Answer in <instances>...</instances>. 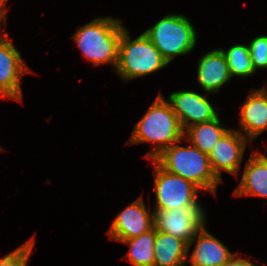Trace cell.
<instances>
[{"instance_id": "6da1fadb", "label": "cell", "mask_w": 267, "mask_h": 266, "mask_svg": "<svg viewBox=\"0 0 267 266\" xmlns=\"http://www.w3.org/2000/svg\"><path fill=\"white\" fill-rule=\"evenodd\" d=\"M183 139L184 130L176 114L170 103L159 93L145 115L134 125L129 142L126 144L146 142L154 144V150L148 151L145 155L147 159L154 160L166 148L173 143H180Z\"/></svg>"}, {"instance_id": "7a4b0ae2", "label": "cell", "mask_w": 267, "mask_h": 266, "mask_svg": "<svg viewBox=\"0 0 267 266\" xmlns=\"http://www.w3.org/2000/svg\"><path fill=\"white\" fill-rule=\"evenodd\" d=\"M124 28L119 19L97 17L80 26L72 38L86 60L95 66L109 63L115 70L118 63L119 40Z\"/></svg>"}, {"instance_id": "3957f363", "label": "cell", "mask_w": 267, "mask_h": 266, "mask_svg": "<svg viewBox=\"0 0 267 266\" xmlns=\"http://www.w3.org/2000/svg\"><path fill=\"white\" fill-rule=\"evenodd\" d=\"M173 143L154 160L169 173L181 176L197 185L201 191L215 194L222 182L213 172L208 154L191 145Z\"/></svg>"}, {"instance_id": "277c9868", "label": "cell", "mask_w": 267, "mask_h": 266, "mask_svg": "<svg viewBox=\"0 0 267 266\" xmlns=\"http://www.w3.org/2000/svg\"><path fill=\"white\" fill-rule=\"evenodd\" d=\"M167 65V61L144 32L132 40L129 31L123 29L115 69L120 78L128 82L154 73Z\"/></svg>"}, {"instance_id": "5b68a950", "label": "cell", "mask_w": 267, "mask_h": 266, "mask_svg": "<svg viewBox=\"0 0 267 266\" xmlns=\"http://www.w3.org/2000/svg\"><path fill=\"white\" fill-rule=\"evenodd\" d=\"M160 54L169 64L179 55H187L194 50L197 31L183 14H167L155 25L145 30Z\"/></svg>"}, {"instance_id": "8992f818", "label": "cell", "mask_w": 267, "mask_h": 266, "mask_svg": "<svg viewBox=\"0 0 267 266\" xmlns=\"http://www.w3.org/2000/svg\"><path fill=\"white\" fill-rule=\"evenodd\" d=\"M154 163V190L156 205L154 209H177L184 206L201 205L198 202V191L201 189L193 182L181 176L169 173L155 160Z\"/></svg>"}, {"instance_id": "52a82bcc", "label": "cell", "mask_w": 267, "mask_h": 266, "mask_svg": "<svg viewBox=\"0 0 267 266\" xmlns=\"http://www.w3.org/2000/svg\"><path fill=\"white\" fill-rule=\"evenodd\" d=\"M154 228L179 237L188 244L206 224L202 205L184 206L177 209H154Z\"/></svg>"}, {"instance_id": "ba28073f", "label": "cell", "mask_w": 267, "mask_h": 266, "mask_svg": "<svg viewBox=\"0 0 267 266\" xmlns=\"http://www.w3.org/2000/svg\"><path fill=\"white\" fill-rule=\"evenodd\" d=\"M32 70L8 36L0 41V98L22 102L21 76Z\"/></svg>"}, {"instance_id": "9c48e42d", "label": "cell", "mask_w": 267, "mask_h": 266, "mask_svg": "<svg viewBox=\"0 0 267 266\" xmlns=\"http://www.w3.org/2000/svg\"><path fill=\"white\" fill-rule=\"evenodd\" d=\"M153 222L154 211L147 209L141 196L118 213L107 234L119 242L129 240L152 230Z\"/></svg>"}, {"instance_id": "30bf717a", "label": "cell", "mask_w": 267, "mask_h": 266, "mask_svg": "<svg viewBox=\"0 0 267 266\" xmlns=\"http://www.w3.org/2000/svg\"><path fill=\"white\" fill-rule=\"evenodd\" d=\"M247 142L251 144L238 130L230 128L214 145L208 156L211 168L220 180L223 171L235 177L238 175Z\"/></svg>"}, {"instance_id": "8fae6325", "label": "cell", "mask_w": 267, "mask_h": 266, "mask_svg": "<svg viewBox=\"0 0 267 266\" xmlns=\"http://www.w3.org/2000/svg\"><path fill=\"white\" fill-rule=\"evenodd\" d=\"M176 114L183 130L187 127L210 121L218 116L207 95L196 91L172 92L167 100Z\"/></svg>"}, {"instance_id": "7c38bea8", "label": "cell", "mask_w": 267, "mask_h": 266, "mask_svg": "<svg viewBox=\"0 0 267 266\" xmlns=\"http://www.w3.org/2000/svg\"><path fill=\"white\" fill-rule=\"evenodd\" d=\"M239 126L238 131L250 143L267 130V93L262 88L249 92L241 105Z\"/></svg>"}, {"instance_id": "4fadbf2b", "label": "cell", "mask_w": 267, "mask_h": 266, "mask_svg": "<svg viewBox=\"0 0 267 266\" xmlns=\"http://www.w3.org/2000/svg\"><path fill=\"white\" fill-rule=\"evenodd\" d=\"M195 242L196 245L189 257L191 266H223L237 254L230 252L219 239L207 232L206 225L192 238L188 250Z\"/></svg>"}, {"instance_id": "5bb4252c", "label": "cell", "mask_w": 267, "mask_h": 266, "mask_svg": "<svg viewBox=\"0 0 267 266\" xmlns=\"http://www.w3.org/2000/svg\"><path fill=\"white\" fill-rule=\"evenodd\" d=\"M198 83L207 93H217L223 85L230 81L231 75L225 56L220 49L203 54L198 59Z\"/></svg>"}, {"instance_id": "9a60e30c", "label": "cell", "mask_w": 267, "mask_h": 266, "mask_svg": "<svg viewBox=\"0 0 267 266\" xmlns=\"http://www.w3.org/2000/svg\"><path fill=\"white\" fill-rule=\"evenodd\" d=\"M236 197L253 196L267 199V156L253 151L246 162L241 181L233 191Z\"/></svg>"}, {"instance_id": "2e32d148", "label": "cell", "mask_w": 267, "mask_h": 266, "mask_svg": "<svg viewBox=\"0 0 267 266\" xmlns=\"http://www.w3.org/2000/svg\"><path fill=\"white\" fill-rule=\"evenodd\" d=\"M154 252L153 266H186L188 243L155 229Z\"/></svg>"}, {"instance_id": "e0dca14e", "label": "cell", "mask_w": 267, "mask_h": 266, "mask_svg": "<svg viewBox=\"0 0 267 266\" xmlns=\"http://www.w3.org/2000/svg\"><path fill=\"white\" fill-rule=\"evenodd\" d=\"M229 129L230 128L224 127L220 118L217 116L210 121L187 127L184 130L183 141L190 143L203 153L209 155L214 145Z\"/></svg>"}, {"instance_id": "ac0fdd59", "label": "cell", "mask_w": 267, "mask_h": 266, "mask_svg": "<svg viewBox=\"0 0 267 266\" xmlns=\"http://www.w3.org/2000/svg\"><path fill=\"white\" fill-rule=\"evenodd\" d=\"M129 245L130 249L125 259L134 266H153L154 265V243L155 228L138 237L121 241Z\"/></svg>"}, {"instance_id": "d6986e66", "label": "cell", "mask_w": 267, "mask_h": 266, "mask_svg": "<svg viewBox=\"0 0 267 266\" xmlns=\"http://www.w3.org/2000/svg\"><path fill=\"white\" fill-rule=\"evenodd\" d=\"M220 50L225 56L231 78L234 76L245 78L256 73L252 65L248 45L236 44L227 50L221 48Z\"/></svg>"}, {"instance_id": "ffe728a7", "label": "cell", "mask_w": 267, "mask_h": 266, "mask_svg": "<svg viewBox=\"0 0 267 266\" xmlns=\"http://www.w3.org/2000/svg\"><path fill=\"white\" fill-rule=\"evenodd\" d=\"M36 241L30 237L20 247L0 259V266H27Z\"/></svg>"}, {"instance_id": "44dd1931", "label": "cell", "mask_w": 267, "mask_h": 266, "mask_svg": "<svg viewBox=\"0 0 267 266\" xmlns=\"http://www.w3.org/2000/svg\"><path fill=\"white\" fill-rule=\"evenodd\" d=\"M248 47L255 72L259 69H267V36L260 35L253 38Z\"/></svg>"}, {"instance_id": "7402d4cb", "label": "cell", "mask_w": 267, "mask_h": 266, "mask_svg": "<svg viewBox=\"0 0 267 266\" xmlns=\"http://www.w3.org/2000/svg\"><path fill=\"white\" fill-rule=\"evenodd\" d=\"M237 256V257H235ZM223 266H256L246 258H241V256H238V252L236 255H234L226 264Z\"/></svg>"}, {"instance_id": "603a6c76", "label": "cell", "mask_w": 267, "mask_h": 266, "mask_svg": "<svg viewBox=\"0 0 267 266\" xmlns=\"http://www.w3.org/2000/svg\"><path fill=\"white\" fill-rule=\"evenodd\" d=\"M6 10L5 8L0 7V41L4 40L6 38V36H8V33H1V21H4L5 25H6V19H7V15H6Z\"/></svg>"}, {"instance_id": "cb8c5ba5", "label": "cell", "mask_w": 267, "mask_h": 266, "mask_svg": "<svg viewBox=\"0 0 267 266\" xmlns=\"http://www.w3.org/2000/svg\"><path fill=\"white\" fill-rule=\"evenodd\" d=\"M8 0H0V7L5 8L6 9V4H7Z\"/></svg>"}, {"instance_id": "d4e9b609", "label": "cell", "mask_w": 267, "mask_h": 266, "mask_svg": "<svg viewBox=\"0 0 267 266\" xmlns=\"http://www.w3.org/2000/svg\"><path fill=\"white\" fill-rule=\"evenodd\" d=\"M262 89L267 93V87L263 86Z\"/></svg>"}]
</instances>
